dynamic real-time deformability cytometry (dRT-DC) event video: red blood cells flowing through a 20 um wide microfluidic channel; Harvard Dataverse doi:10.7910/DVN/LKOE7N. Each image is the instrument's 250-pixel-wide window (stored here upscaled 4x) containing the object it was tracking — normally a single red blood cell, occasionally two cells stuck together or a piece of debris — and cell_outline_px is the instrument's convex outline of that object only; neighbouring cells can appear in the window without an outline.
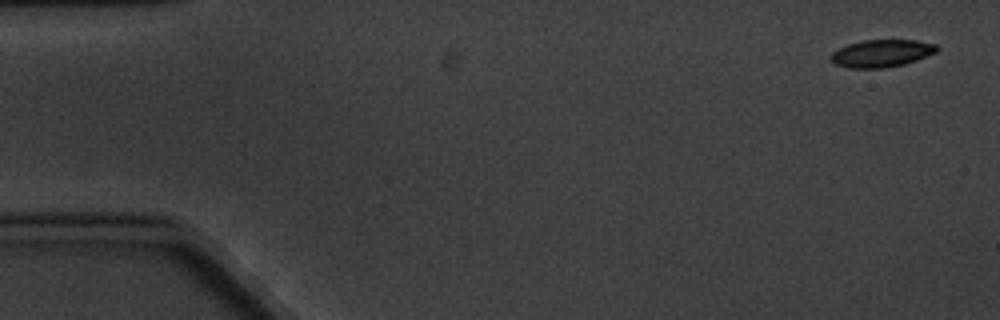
{"species": "common noctule bat (a hibernating species)", "species_latin": "Nyctalus noctula", "temperature_condition": "cold", "stored_images_in_passage": 6, "camera_frame_rate_fps": 3000, "um_per_image_px": 0.085, "animal": {"sex": "male", "body_mass_g": 20.1, "forearm_length_mm": 53.5}, "frame": {"image": 1, "passage_image": 1, "time_ms": 0.0, "image_size_px": [1000, 320], "cell_outline_px": [[940, 48], [936, 52], [916, 60], [904, 64], [884, 68], [848, 68], [836, 64], [832, 60], [832, 52], [848, 44], [860, 40], [916, 40], [936, 44]], "centroid_in_image_um": [74.96, 4.53], "position_along_channel_um": 10.0, "area_um2": 16.88}}
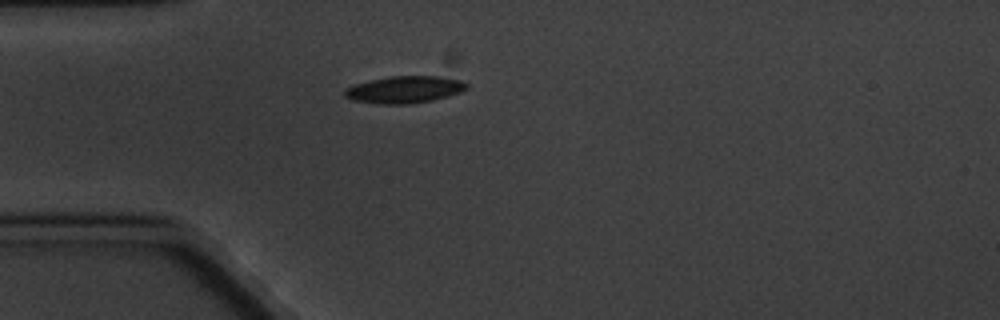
{"frame": {"image": 2, "passage_image": 5, "time_ms": 4.667, "image_size_px": [1000, 320], "cell_outline_px": [[468, 88], [460, 92], [432, 100], [412, 104], [376, 104], [352, 100], [344, 96], [344, 88], [368, 80], [388, 76], [440, 76], [460, 80], [468, 84]], "centroid_in_image_um": [34.34, 7.61], "position_along_channel_um": 50.7, "area_um2": 19.36}}